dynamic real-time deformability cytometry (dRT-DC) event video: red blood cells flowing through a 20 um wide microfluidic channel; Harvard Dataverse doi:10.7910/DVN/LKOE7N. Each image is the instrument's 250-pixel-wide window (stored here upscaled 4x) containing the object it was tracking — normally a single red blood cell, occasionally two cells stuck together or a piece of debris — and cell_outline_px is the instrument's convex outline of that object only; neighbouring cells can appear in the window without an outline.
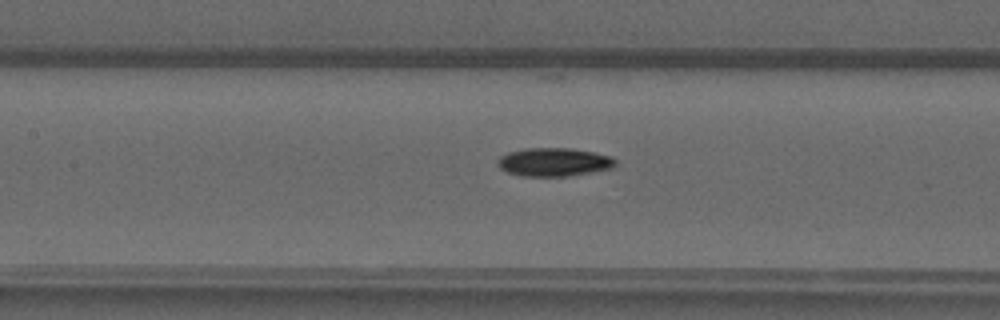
{"species": "common noctule bat (a hibernating species)", "species_latin": "Nyctalus noctula", "temperature_condition": "warm", "stored_images_in_passage": 39, "camera_frame_rate_fps": 3000, "um_per_image_px": 0.085, "animal": {"sex": "male", "forearm_length_mm": 52.5}, "frame": {"image": 1, "passage_image": 19, "time_ms": 6.0, "image_size_px": [1000, 320], "cell_outline_px": [[616, 164], [612, 168], [592, 172], [568, 176], [520, 176], [508, 172], [500, 168], [496, 164], [496, 160], [500, 156], [508, 152], [528, 148], [568, 148], [592, 152], [612, 156], [616, 160]], "centroid_in_image_um": [47.06, 13.78], "position_along_channel_um": 160.3, "area_um2": 19.54}}
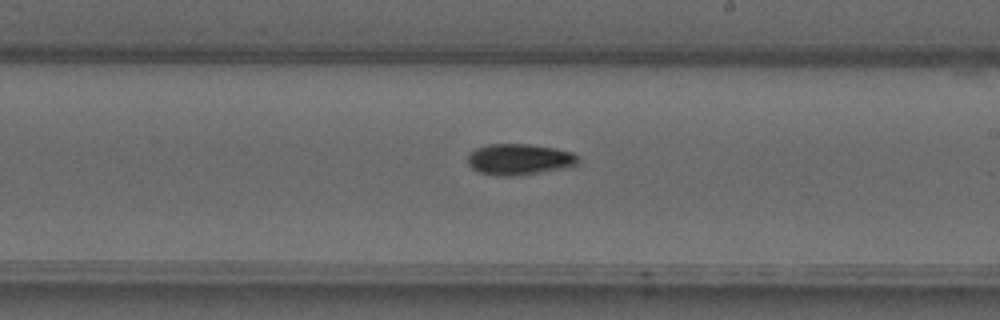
{"frame": {"image": 2, "passage_image": 25, "time_ms": 8.0, "image_size_px": [1000, 320], "cell_outline_px": [[580, 160], [576, 164], [568, 168], [520, 176], [496, 176], [480, 172], [472, 168], [468, 164], [468, 156], [476, 148], [488, 144], [528, 144], [556, 148], [572, 152], [580, 156]], "centroid_in_image_um": [44.19, 13.56], "position_along_channel_um": 244.8, "area_um2": 20.35}}
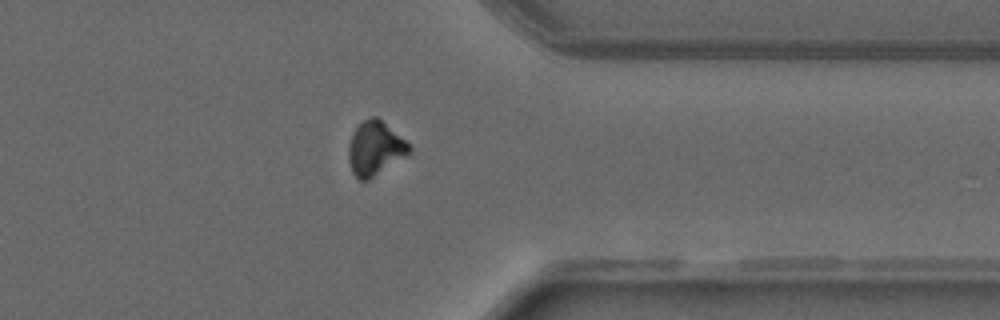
{"frame": {"image": 3, "passage_image": 35, "time_ms": 11.333, "image_size_px": [1000, 320], "cell_outline_px": [[412, 152], [368, 180], [360, 180], [352, 172], [348, 160], [348, 148], [352, 136], [356, 128], [364, 120], [372, 116], [376, 116], [404, 140], [412, 148]], "centroid_in_image_um": [31.87, 12.63], "position_along_channel_um": 379.5, "area_um2": 18.67}}